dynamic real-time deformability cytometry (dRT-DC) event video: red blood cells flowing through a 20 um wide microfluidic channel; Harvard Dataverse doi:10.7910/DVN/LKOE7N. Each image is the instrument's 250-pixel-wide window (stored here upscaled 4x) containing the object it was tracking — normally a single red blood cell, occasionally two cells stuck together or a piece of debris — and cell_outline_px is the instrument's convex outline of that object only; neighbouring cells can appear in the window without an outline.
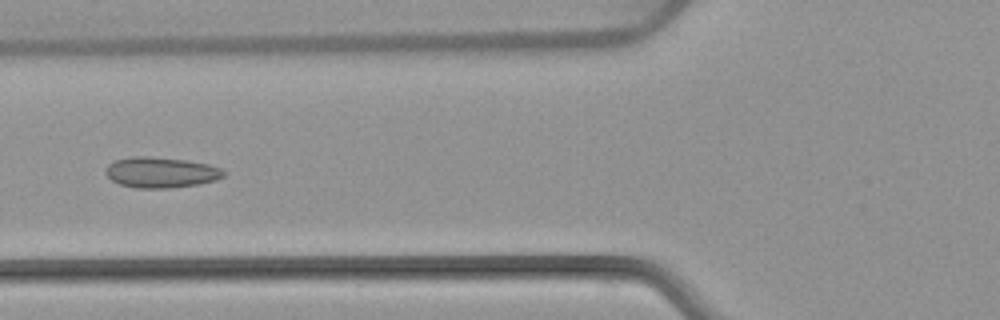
{"species": "common noctule bat (a hibernating species)", "species_latin": "Nyctalus noctula", "temperature_condition": "warm", "stored_images_in_passage": 6, "camera_frame_rate_fps": 3000, "um_per_image_px": 0.085, "animal": {"sex": "female", "body_mass_g": 22.7, "forearm_length_mm": 54.2}, "frame": {"image": 1, "passage_image": 6, "time_ms": 6.0, "image_size_px": [1000, 320], "cell_outline_px": [[224, 176], [216, 180], [200, 184], [168, 188], [136, 188], [120, 184], [112, 180], [104, 172], [108, 164], [116, 160], [132, 156], [148, 156], [184, 160], [208, 164], [220, 168], [224, 172]], "centroid_in_image_um": [13.66, 14.66], "position_along_channel_um": 112.1, "area_um2": 20.98}}